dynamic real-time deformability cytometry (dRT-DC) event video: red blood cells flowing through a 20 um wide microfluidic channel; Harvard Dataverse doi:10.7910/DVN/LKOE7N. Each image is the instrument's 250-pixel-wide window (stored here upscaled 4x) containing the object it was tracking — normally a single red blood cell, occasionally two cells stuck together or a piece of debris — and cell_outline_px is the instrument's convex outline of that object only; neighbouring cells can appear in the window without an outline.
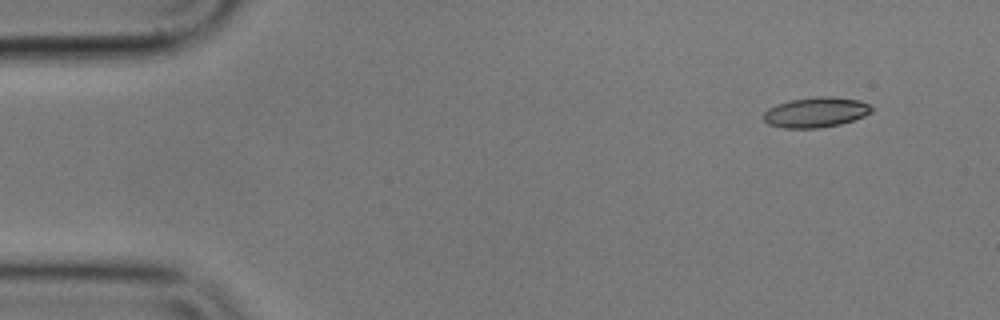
{"species": "common noctule bat (a hibernating species)", "species_latin": "Nyctalus noctula", "temperature_condition": "cold", "stored_images_in_passage": 9, "camera_frame_rate_fps": 3000, "um_per_image_px": 0.085, "animal": {"sex": "male", "body_mass_g": 17.9}, "frame": {"image": 1, "passage_image": 2, "time_ms": 0.333, "image_size_px": [1000, 320], "cell_outline_px": [[872, 112], [864, 116], [840, 124], [820, 128], [784, 128], [768, 124], [764, 120], [764, 112], [768, 108], [776, 104], [792, 100], [816, 96], [832, 96], [860, 100], [872, 104]], "centroid_in_image_um": [69.37, 9.53], "position_along_channel_um": 15.6, "area_um2": 19.13}}